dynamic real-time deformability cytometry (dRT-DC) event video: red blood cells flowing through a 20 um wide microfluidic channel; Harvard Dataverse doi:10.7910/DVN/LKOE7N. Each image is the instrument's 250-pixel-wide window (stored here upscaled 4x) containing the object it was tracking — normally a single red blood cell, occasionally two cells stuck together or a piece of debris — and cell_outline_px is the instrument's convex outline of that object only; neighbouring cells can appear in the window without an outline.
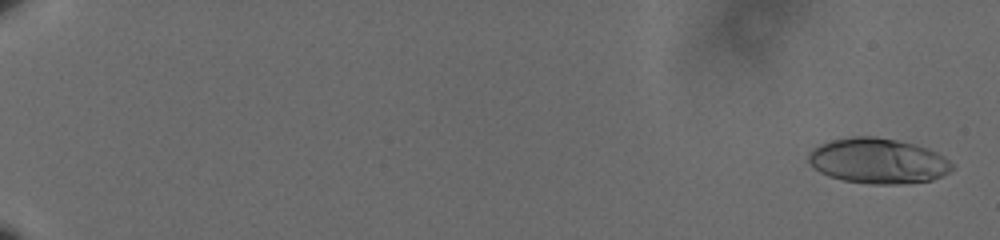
{"species": "human", "species_latin": "Homo sapiens", "temperature_condition": "cold", "stored_images_in_passage": 61, "camera_frame_rate_fps": 3000, "um_per_image_px": 0.085, "donor": {"sex": "male"}, "frame": {"image": 1, "passage_image": 2, "time_ms": 0.333, "image_size_px": [1000, 240], "cell_outline_px": [[956, 168], [932, 180], [896, 184], [872, 184], [844, 180], [828, 176], [820, 172], [808, 160], [808, 152], [812, 148], [820, 144], [832, 140], [852, 136], [876, 136], [896, 140], [928, 148], [944, 156]], "centroid_in_image_um": [74.62, 13.67], "position_along_channel_um": 10.4, "area_um2": 37.8}}
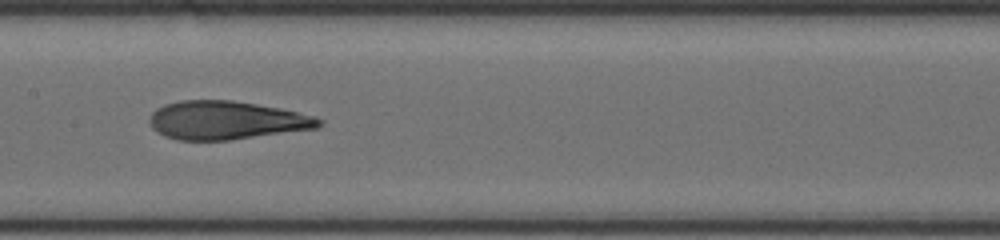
{"frame": {"image": 2, "passage_image": 35, "time_ms": 11.333, "image_size_px": [1000, 240], "cell_outline_px": [[324, 120], [316, 128], [228, 140], [180, 140], [164, 136], [156, 132], [152, 128], [148, 120], [152, 112], [156, 108], [164, 104], [180, 100], [232, 100], [280, 108], [312, 116]], "centroid_in_image_um": [19.16, 10.22], "position_along_channel_um": 188.2, "area_um2": 37.74}}
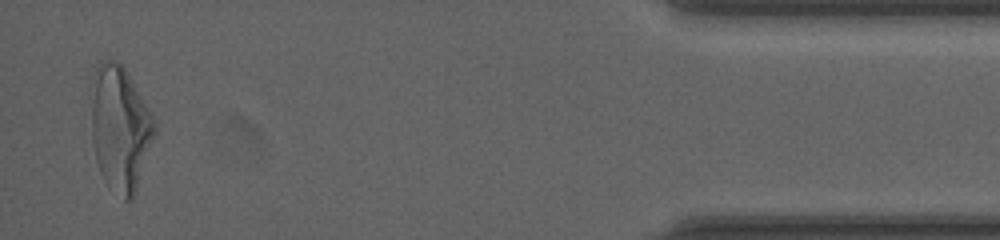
{"frame": {"image": 3, "passage_image": 60, "time_ms": 19.667, "image_size_px": [1000, 240], "cell_outline_px": [[156, 128], [136, 192], [132, 200], [124, 200], [108, 188], [100, 172], [96, 160], [92, 140], [92, 100], [96, 68], [100, 60], [116, 60], [124, 68], [156, 120]], "centroid_in_image_um": [10.21, 10.96], "position_along_channel_um": 425.0, "area_um2": 45.66}, "authors_computed_cell_mechanics": {"area_um2": 37.7434, "velocity_mm_per_s": 3.5933, "shape_relaxation_time_tau1_ms": 7.5752, "shape_relaxation_time_tau2_ms": 1.41, "deformation_change_tau1": 0.2355, "deformation_change_tau2": 0.0993}}